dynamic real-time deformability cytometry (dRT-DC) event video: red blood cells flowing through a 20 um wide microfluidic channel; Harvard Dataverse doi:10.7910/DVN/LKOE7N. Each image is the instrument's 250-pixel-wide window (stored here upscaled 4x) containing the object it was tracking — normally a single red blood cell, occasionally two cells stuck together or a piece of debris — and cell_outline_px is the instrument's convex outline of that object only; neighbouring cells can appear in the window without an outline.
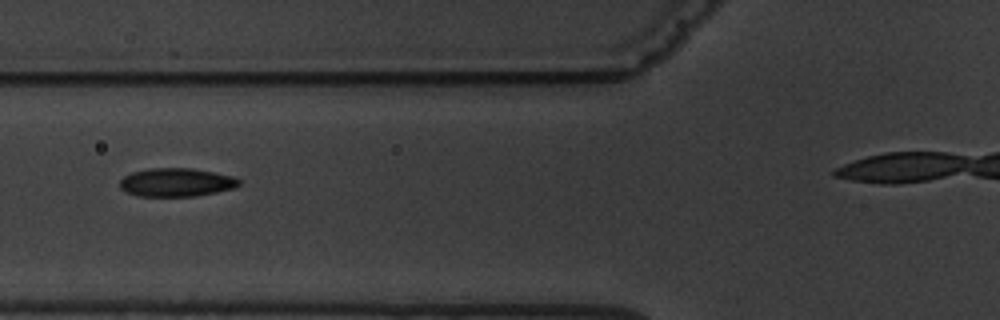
{"species": "common noctule bat (a hibernating species)", "species_latin": "Nyctalus noctula", "temperature_condition": "warm", "stored_images_in_passage": 11, "camera_frame_rate_fps": 3000, "um_per_image_px": 0.085, "animal": {"sex": "male", "body_mass_g": 19.5, "forearm_length_mm": 54.6}, "frame": {"image": 1, "passage_image": 5, "time_ms": 4.667, "image_size_px": [1000, 320], "cell_outline_px": [[240, 184], [236, 188], [196, 196], [136, 196], [120, 188], [120, 180], [124, 176], [132, 172], [148, 168], [192, 168], [232, 176], [240, 180]], "centroid_in_image_um": [14.99, 15.5], "position_along_channel_um": 110.8, "area_um2": 19.77}}
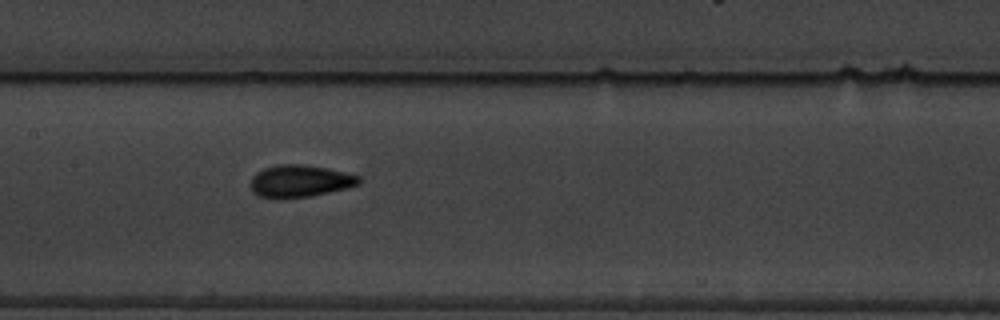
{"frame": {"image": 2, "passage_image": 7, "time_ms": 6.667, "image_size_px": [1000, 320], "cell_outline_px": [[360, 184], [312, 196], [284, 200], [276, 200], [260, 196], [252, 192], [248, 184], [252, 176], [256, 172], [264, 168], [276, 164], [304, 164], [344, 172], [360, 176]], "centroid_in_image_um": [25.4, 15.41], "position_along_channel_um": 182.0, "area_um2": 20.75}}